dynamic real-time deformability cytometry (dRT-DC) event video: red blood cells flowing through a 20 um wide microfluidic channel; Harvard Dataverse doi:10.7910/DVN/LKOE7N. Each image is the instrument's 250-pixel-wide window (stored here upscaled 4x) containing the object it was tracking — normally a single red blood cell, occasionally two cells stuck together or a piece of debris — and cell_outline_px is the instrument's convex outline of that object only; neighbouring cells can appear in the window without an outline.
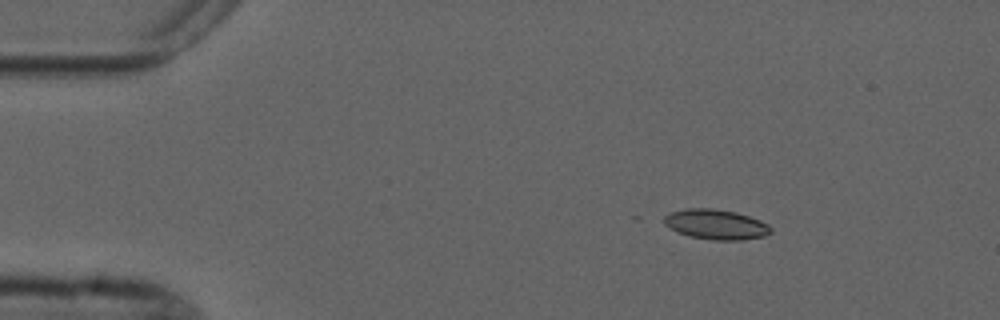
{"species": "common noctule bat (a hibernating species)", "species_latin": "Nyctalus noctula", "temperature_condition": "cold", "stored_images_in_passage": 4, "camera_frame_rate_fps": 3000, "um_per_image_px": 0.085, "animal": {"sex": "male", "forearm_length_mm": 52.5}, "frame": {"image": 1, "passage_image": 2, "time_ms": 1.0, "image_size_px": [1000, 320], "cell_outline_px": [[772, 232], [764, 236], [740, 240], [712, 240], [688, 236], [676, 232], [664, 224], [664, 216], [672, 212], [688, 208], [712, 208], [736, 212], [760, 220], [768, 224], [772, 228]], "centroid_in_image_um": [60.85, 19.08], "position_along_channel_um": 24.1, "area_um2": 18.73}}